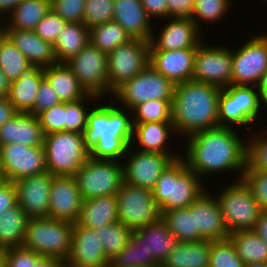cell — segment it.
Masks as SVG:
<instances>
[{
  "label": "cell",
  "mask_w": 267,
  "mask_h": 267,
  "mask_svg": "<svg viewBox=\"0 0 267 267\" xmlns=\"http://www.w3.org/2000/svg\"><path fill=\"white\" fill-rule=\"evenodd\" d=\"M119 222L136 230L161 219L160 208L152 190L123 182L116 194Z\"/></svg>",
  "instance_id": "cell-11"
},
{
  "label": "cell",
  "mask_w": 267,
  "mask_h": 267,
  "mask_svg": "<svg viewBox=\"0 0 267 267\" xmlns=\"http://www.w3.org/2000/svg\"><path fill=\"white\" fill-rule=\"evenodd\" d=\"M216 198L230 233L254 229L262 211L242 180L226 185Z\"/></svg>",
  "instance_id": "cell-9"
},
{
  "label": "cell",
  "mask_w": 267,
  "mask_h": 267,
  "mask_svg": "<svg viewBox=\"0 0 267 267\" xmlns=\"http://www.w3.org/2000/svg\"><path fill=\"white\" fill-rule=\"evenodd\" d=\"M228 239L245 265L267 263V243L254 230L230 233Z\"/></svg>",
  "instance_id": "cell-36"
},
{
  "label": "cell",
  "mask_w": 267,
  "mask_h": 267,
  "mask_svg": "<svg viewBox=\"0 0 267 267\" xmlns=\"http://www.w3.org/2000/svg\"><path fill=\"white\" fill-rule=\"evenodd\" d=\"M86 0H51V9L67 23H83Z\"/></svg>",
  "instance_id": "cell-50"
},
{
  "label": "cell",
  "mask_w": 267,
  "mask_h": 267,
  "mask_svg": "<svg viewBox=\"0 0 267 267\" xmlns=\"http://www.w3.org/2000/svg\"><path fill=\"white\" fill-rule=\"evenodd\" d=\"M12 43L24 54L33 68H46L57 63L53 44L44 41L34 30L0 28Z\"/></svg>",
  "instance_id": "cell-24"
},
{
  "label": "cell",
  "mask_w": 267,
  "mask_h": 267,
  "mask_svg": "<svg viewBox=\"0 0 267 267\" xmlns=\"http://www.w3.org/2000/svg\"><path fill=\"white\" fill-rule=\"evenodd\" d=\"M74 177L83 201L100 196L116 195L124 182L123 163L89 157Z\"/></svg>",
  "instance_id": "cell-10"
},
{
  "label": "cell",
  "mask_w": 267,
  "mask_h": 267,
  "mask_svg": "<svg viewBox=\"0 0 267 267\" xmlns=\"http://www.w3.org/2000/svg\"><path fill=\"white\" fill-rule=\"evenodd\" d=\"M48 217L76 223L83 199L74 176H54L49 193Z\"/></svg>",
  "instance_id": "cell-18"
},
{
  "label": "cell",
  "mask_w": 267,
  "mask_h": 267,
  "mask_svg": "<svg viewBox=\"0 0 267 267\" xmlns=\"http://www.w3.org/2000/svg\"><path fill=\"white\" fill-rule=\"evenodd\" d=\"M165 20L167 24L160 28L158 36L155 37V32H153L149 50L171 51L197 48L203 42L202 30L191 18H167Z\"/></svg>",
  "instance_id": "cell-20"
},
{
  "label": "cell",
  "mask_w": 267,
  "mask_h": 267,
  "mask_svg": "<svg viewBox=\"0 0 267 267\" xmlns=\"http://www.w3.org/2000/svg\"><path fill=\"white\" fill-rule=\"evenodd\" d=\"M195 0H167L168 18H191Z\"/></svg>",
  "instance_id": "cell-55"
},
{
  "label": "cell",
  "mask_w": 267,
  "mask_h": 267,
  "mask_svg": "<svg viewBox=\"0 0 267 267\" xmlns=\"http://www.w3.org/2000/svg\"><path fill=\"white\" fill-rule=\"evenodd\" d=\"M141 3L151 20L168 18L167 0H141Z\"/></svg>",
  "instance_id": "cell-56"
},
{
  "label": "cell",
  "mask_w": 267,
  "mask_h": 267,
  "mask_svg": "<svg viewBox=\"0 0 267 267\" xmlns=\"http://www.w3.org/2000/svg\"><path fill=\"white\" fill-rule=\"evenodd\" d=\"M17 113L7 97L0 98V128Z\"/></svg>",
  "instance_id": "cell-57"
},
{
  "label": "cell",
  "mask_w": 267,
  "mask_h": 267,
  "mask_svg": "<svg viewBox=\"0 0 267 267\" xmlns=\"http://www.w3.org/2000/svg\"><path fill=\"white\" fill-rule=\"evenodd\" d=\"M27 221L28 216L19 205L0 215V250L22 246Z\"/></svg>",
  "instance_id": "cell-35"
},
{
  "label": "cell",
  "mask_w": 267,
  "mask_h": 267,
  "mask_svg": "<svg viewBox=\"0 0 267 267\" xmlns=\"http://www.w3.org/2000/svg\"><path fill=\"white\" fill-rule=\"evenodd\" d=\"M180 154H161L141 152L129 146L126 155L123 157L124 182L133 186L153 190L158 178L163 171ZM127 157V158H126Z\"/></svg>",
  "instance_id": "cell-14"
},
{
  "label": "cell",
  "mask_w": 267,
  "mask_h": 267,
  "mask_svg": "<svg viewBox=\"0 0 267 267\" xmlns=\"http://www.w3.org/2000/svg\"><path fill=\"white\" fill-rule=\"evenodd\" d=\"M222 88L193 80L175 85L171 123L175 134L188 137L218 126V100Z\"/></svg>",
  "instance_id": "cell-3"
},
{
  "label": "cell",
  "mask_w": 267,
  "mask_h": 267,
  "mask_svg": "<svg viewBox=\"0 0 267 267\" xmlns=\"http://www.w3.org/2000/svg\"><path fill=\"white\" fill-rule=\"evenodd\" d=\"M16 205H18V200L14 182L2 180L0 182V215Z\"/></svg>",
  "instance_id": "cell-54"
},
{
  "label": "cell",
  "mask_w": 267,
  "mask_h": 267,
  "mask_svg": "<svg viewBox=\"0 0 267 267\" xmlns=\"http://www.w3.org/2000/svg\"><path fill=\"white\" fill-rule=\"evenodd\" d=\"M44 133L38 116L18 112L0 128V145L18 143L43 146Z\"/></svg>",
  "instance_id": "cell-26"
},
{
  "label": "cell",
  "mask_w": 267,
  "mask_h": 267,
  "mask_svg": "<svg viewBox=\"0 0 267 267\" xmlns=\"http://www.w3.org/2000/svg\"><path fill=\"white\" fill-rule=\"evenodd\" d=\"M46 169L53 176H74L90 157L81 133L62 131L44 135Z\"/></svg>",
  "instance_id": "cell-6"
},
{
  "label": "cell",
  "mask_w": 267,
  "mask_h": 267,
  "mask_svg": "<svg viewBox=\"0 0 267 267\" xmlns=\"http://www.w3.org/2000/svg\"><path fill=\"white\" fill-rule=\"evenodd\" d=\"M209 191H204L190 206L195 213V229L203 240H227L230 232L224 221L223 213L216 195L212 197Z\"/></svg>",
  "instance_id": "cell-22"
},
{
  "label": "cell",
  "mask_w": 267,
  "mask_h": 267,
  "mask_svg": "<svg viewBox=\"0 0 267 267\" xmlns=\"http://www.w3.org/2000/svg\"><path fill=\"white\" fill-rule=\"evenodd\" d=\"M231 2V0H195L191 19L201 30V21L214 24L223 19L231 9Z\"/></svg>",
  "instance_id": "cell-43"
},
{
  "label": "cell",
  "mask_w": 267,
  "mask_h": 267,
  "mask_svg": "<svg viewBox=\"0 0 267 267\" xmlns=\"http://www.w3.org/2000/svg\"><path fill=\"white\" fill-rule=\"evenodd\" d=\"M209 267H245L232 242L211 241Z\"/></svg>",
  "instance_id": "cell-46"
},
{
  "label": "cell",
  "mask_w": 267,
  "mask_h": 267,
  "mask_svg": "<svg viewBox=\"0 0 267 267\" xmlns=\"http://www.w3.org/2000/svg\"><path fill=\"white\" fill-rule=\"evenodd\" d=\"M261 109V110H260ZM263 105L257 87L230 85L222 88L218 100V126H252L262 114ZM236 126V127H235Z\"/></svg>",
  "instance_id": "cell-7"
},
{
  "label": "cell",
  "mask_w": 267,
  "mask_h": 267,
  "mask_svg": "<svg viewBox=\"0 0 267 267\" xmlns=\"http://www.w3.org/2000/svg\"><path fill=\"white\" fill-rule=\"evenodd\" d=\"M197 48L149 50V65L174 85L192 80Z\"/></svg>",
  "instance_id": "cell-23"
},
{
  "label": "cell",
  "mask_w": 267,
  "mask_h": 267,
  "mask_svg": "<svg viewBox=\"0 0 267 267\" xmlns=\"http://www.w3.org/2000/svg\"><path fill=\"white\" fill-rule=\"evenodd\" d=\"M95 231L99 232V238L108 260L112 259L127 246L133 233L132 229L119 221L95 229Z\"/></svg>",
  "instance_id": "cell-40"
},
{
  "label": "cell",
  "mask_w": 267,
  "mask_h": 267,
  "mask_svg": "<svg viewBox=\"0 0 267 267\" xmlns=\"http://www.w3.org/2000/svg\"><path fill=\"white\" fill-rule=\"evenodd\" d=\"M112 102L96 105L95 101L82 135L92 159L122 162L133 137L132 112Z\"/></svg>",
  "instance_id": "cell-2"
},
{
  "label": "cell",
  "mask_w": 267,
  "mask_h": 267,
  "mask_svg": "<svg viewBox=\"0 0 267 267\" xmlns=\"http://www.w3.org/2000/svg\"><path fill=\"white\" fill-rule=\"evenodd\" d=\"M262 35L267 39V33H266V32H265V34H264V32H263Z\"/></svg>",
  "instance_id": "cell-65"
},
{
  "label": "cell",
  "mask_w": 267,
  "mask_h": 267,
  "mask_svg": "<svg viewBox=\"0 0 267 267\" xmlns=\"http://www.w3.org/2000/svg\"><path fill=\"white\" fill-rule=\"evenodd\" d=\"M23 0H0V23L8 16Z\"/></svg>",
  "instance_id": "cell-59"
},
{
  "label": "cell",
  "mask_w": 267,
  "mask_h": 267,
  "mask_svg": "<svg viewBox=\"0 0 267 267\" xmlns=\"http://www.w3.org/2000/svg\"><path fill=\"white\" fill-rule=\"evenodd\" d=\"M138 266H146L144 237L137 230H133L131 239L127 246L109 260L108 267Z\"/></svg>",
  "instance_id": "cell-41"
},
{
  "label": "cell",
  "mask_w": 267,
  "mask_h": 267,
  "mask_svg": "<svg viewBox=\"0 0 267 267\" xmlns=\"http://www.w3.org/2000/svg\"><path fill=\"white\" fill-rule=\"evenodd\" d=\"M114 0H86L83 23L91 29L94 26L113 21Z\"/></svg>",
  "instance_id": "cell-47"
},
{
  "label": "cell",
  "mask_w": 267,
  "mask_h": 267,
  "mask_svg": "<svg viewBox=\"0 0 267 267\" xmlns=\"http://www.w3.org/2000/svg\"><path fill=\"white\" fill-rule=\"evenodd\" d=\"M267 243V211H262L253 229Z\"/></svg>",
  "instance_id": "cell-58"
},
{
  "label": "cell",
  "mask_w": 267,
  "mask_h": 267,
  "mask_svg": "<svg viewBox=\"0 0 267 267\" xmlns=\"http://www.w3.org/2000/svg\"><path fill=\"white\" fill-rule=\"evenodd\" d=\"M73 226L49 217L28 218L22 247L64 263L71 250Z\"/></svg>",
  "instance_id": "cell-5"
},
{
  "label": "cell",
  "mask_w": 267,
  "mask_h": 267,
  "mask_svg": "<svg viewBox=\"0 0 267 267\" xmlns=\"http://www.w3.org/2000/svg\"><path fill=\"white\" fill-rule=\"evenodd\" d=\"M32 68L24 54L0 30V69L4 74L13 81Z\"/></svg>",
  "instance_id": "cell-38"
},
{
  "label": "cell",
  "mask_w": 267,
  "mask_h": 267,
  "mask_svg": "<svg viewBox=\"0 0 267 267\" xmlns=\"http://www.w3.org/2000/svg\"><path fill=\"white\" fill-rule=\"evenodd\" d=\"M185 139L186 153L181 157L202 180L203 176L206 178L226 171L239 172L236 179L241 180L246 168L247 143L240 138L237 129L216 127L196 132Z\"/></svg>",
  "instance_id": "cell-1"
},
{
  "label": "cell",
  "mask_w": 267,
  "mask_h": 267,
  "mask_svg": "<svg viewBox=\"0 0 267 267\" xmlns=\"http://www.w3.org/2000/svg\"><path fill=\"white\" fill-rule=\"evenodd\" d=\"M150 41L132 38L108 54L109 93L142 72L149 64Z\"/></svg>",
  "instance_id": "cell-12"
},
{
  "label": "cell",
  "mask_w": 267,
  "mask_h": 267,
  "mask_svg": "<svg viewBox=\"0 0 267 267\" xmlns=\"http://www.w3.org/2000/svg\"><path fill=\"white\" fill-rule=\"evenodd\" d=\"M211 240L179 242L160 267H209Z\"/></svg>",
  "instance_id": "cell-32"
},
{
  "label": "cell",
  "mask_w": 267,
  "mask_h": 267,
  "mask_svg": "<svg viewBox=\"0 0 267 267\" xmlns=\"http://www.w3.org/2000/svg\"><path fill=\"white\" fill-rule=\"evenodd\" d=\"M171 102L172 100H150L136 106L131 111L133 124L171 122Z\"/></svg>",
  "instance_id": "cell-42"
},
{
  "label": "cell",
  "mask_w": 267,
  "mask_h": 267,
  "mask_svg": "<svg viewBox=\"0 0 267 267\" xmlns=\"http://www.w3.org/2000/svg\"><path fill=\"white\" fill-rule=\"evenodd\" d=\"M171 132L172 134L175 133L171 122L133 124V137L130 146L141 152L178 154L177 151H172L173 153L169 151L167 145L170 143Z\"/></svg>",
  "instance_id": "cell-28"
},
{
  "label": "cell",
  "mask_w": 267,
  "mask_h": 267,
  "mask_svg": "<svg viewBox=\"0 0 267 267\" xmlns=\"http://www.w3.org/2000/svg\"><path fill=\"white\" fill-rule=\"evenodd\" d=\"M11 81L0 69V98L8 97Z\"/></svg>",
  "instance_id": "cell-62"
},
{
  "label": "cell",
  "mask_w": 267,
  "mask_h": 267,
  "mask_svg": "<svg viewBox=\"0 0 267 267\" xmlns=\"http://www.w3.org/2000/svg\"><path fill=\"white\" fill-rule=\"evenodd\" d=\"M245 267H267V263H254V264H247Z\"/></svg>",
  "instance_id": "cell-63"
},
{
  "label": "cell",
  "mask_w": 267,
  "mask_h": 267,
  "mask_svg": "<svg viewBox=\"0 0 267 267\" xmlns=\"http://www.w3.org/2000/svg\"><path fill=\"white\" fill-rule=\"evenodd\" d=\"M51 0H23L4 20L0 28L35 30L37 23L50 11ZM9 22V23H8ZM4 24V25H3Z\"/></svg>",
  "instance_id": "cell-34"
},
{
  "label": "cell",
  "mask_w": 267,
  "mask_h": 267,
  "mask_svg": "<svg viewBox=\"0 0 267 267\" xmlns=\"http://www.w3.org/2000/svg\"><path fill=\"white\" fill-rule=\"evenodd\" d=\"M205 44L202 42L196 49L192 80L220 88L232 85L231 48Z\"/></svg>",
  "instance_id": "cell-17"
},
{
  "label": "cell",
  "mask_w": 267,
  "mask_h": 267,
  "mask_svg": "<svg viewBox=\"0 0 267 267\" xmlns=\"http://www.w3.org/2000/svg\"><path fill=\"white\" fill-rule=\"evenodd\" d=\"M118 221L117 197L107 195L83 201L77 223L83 227L98 229Z\"/></svg>",
  "instance_id": "cell-29"
},
{
  "label": "cell",
  "mask_w": 267,
  "mask_h": 267,
  "mask_svg": "<svg viewBox=\"0 0 267 267\" xmlns=\"http://www.w3.org/2000/svg\"><path fill=\"white\" fill-rule=\"evenodd\" d=\"M131 39L132 37L123 27L114 21L106 22L89 29V43L107 55Z\"/></svg>",
  "instance_id": "cell-39"
},
{
  "label": "cell",
  "mask_w": 267,
  "mask_h": 267,
  "mask_svg": "<svg viewBox=\"0 0 267 267\" xmlns=\"http://www.w3.org/2000/svg\"><path fill=\"white\" fill-rule=\"evenodd\" d=\"M257 89H258L261 103L266 108L267 107V70L263 73L257 85Z\"/></svg>",
  "instance_id": "cell-61"
},
{
  "label": "cell",
  "mask_w": 267,
  "mask_h": 267,
  "mask_svg": "<svg viewBox=\"0 0 267 267\" xmlns=\"http://www.w3.org/2000/svg\"><path fill=\"white\" fill-rule=\"evenodd\" d=\"M0 267H4L3 250H0Z\"/></svg>",
  "instance_id": "cell-64"
},
{
  "label": "cell",
  "mask_w": 267,
  "mask_h": 267,
  "mask_svg": "<svg viewBox=\"0 0 267 267\" xmlns=\"http://www.w3.org/2000/svg\"><path fill=\"white\" fill-rule=\"evenodd\" d=\"M43 79V68H32L18 79L11 81L7 98L17 112L29 113L34 108L38 88Z\"/></svg>",
  "instance_id": "cell-30"
},
{
  "label": "cell",
  "mask_w": 267,
  "mask_h": 267,
  "mask_svg": "<svg viewBox=\"0 0 267 267\" xmlns=\"http://www.w3.org/2000/svg\"><path fill=\"white\" fill-rule=\"evenodd\" d=\"M102 100L94 94H87L83 99L66 102V131L83 133L87 125V115L90 109L86 108L89 101ZM88 100V101H87Z\"/></svg>",
  "instance_id": "cell-44"
},
{
  "label": "cell",
  "mask_w": 267,
  "mask_h": 267,
  "mask_svg": "<svg viewBox=\"0 0 267 267\" xmlns=\"http://www.w3.org/2000/svg\"><path fill=\"white\" fill-rule=\"evenodd\" d=\"M260 34L232 51V85L257 87L267 70V39Z\"/></svg>",
  "instance_id": "cell-15"
},
{
  "label": "cell",
  "mask_w": 267,
  "mask_h": 267,
  "mask_svg": "<svg viewBox=\"0 0 267 267\" xmlns=\"http://www.w3.org/2000/svg\"><path fill=\"white\" fill-rule=\"evenodd\" d=\"M43 71L44 78L53 87L61 102L77 101L88 94L65 63L53 64Z\"/></svg>",
  "instance_id": "cell-31"
},
{
  "label": "cell",
  "mask_w": 267,
  "mask_h": 267,
  "mask_svg": "<svg viewBox=\"0 0 267 267\" xmlns=\"http://www.w3.org/2000/svg\"><path fill=\"white\" fill-rule=\"evenodd\" d=\"M99 232L83 227L77 222L73 226L71 250L64 267H108Z\"/></svg>",
  "instance_id": "cell-19"
},
{
  "label": "cell",
  "mask_w": 267,
  "mask_h": 267,
  "mask_svg": "<svg viewBox=\"0 0 267 267\" xmlns=\"http://www.w3.org/2000/svg\"><path fill=\"white\" fill-rule=\"evenodd\" d=\"M66 21L52 9L37 23L35 33L44 41L54 44L60 32L63 31Z\"/></svg>",
  "instance_id": "cell-51"
},
{
  "label": "cell",
  "mask_w": 267,
  "mask_h": 267,
  "mask_svg": "<svg viewBox=\"0 0 267 267\" xmlns=\"http://www.w3.org/2000/svg\"><path fill=\"white\" fill-rule=\"evenodd\" d=\"M37 116L44 135L66 131V102L46 109Z\"/></svg>",
  "instance_id": "cell-49"
},
{
  "label": "cell",
  "mask_w": 267,
  "mask_h": 267,
  "mask_svg": "<svg viewBox=\"0 0 267 267\" xmlns=\"http://www.w3.org/2000/svg\"><path fill=\"white\" fill-rule=\"evenodd\" d=\"M241 180L251 191L261 211H267V173L252 170L246 165Z\"/></svg>",
  "instance_id": "cell-48"
},
{
  "label": "cell",
  "mask_w": 267,
  "mask_h": 267,
  "mask_svg": "<svg viewBox=\"0 0 267 267\" xmlns=\"http://www.w3.org/2000/svg\"><path fill=\"white\" fill-rule=\"evenodd\" d=\"M136 230L144 237L146 266L148 267H160L179 243L162 219Z\"/></svg>",
  "instance_id": "cell-25"
},
{
  "label": "cell",
  "mask_w": 267,
  "mask_h": 267,
  "mask_svg": "<svg viewBox=\"0 0 267 267\" xmlns=\"http://www.w3.org/2000/svg\"><path fill=\"white\" fill-rule=\"evenodd\" d=\"M113 7V21L119 23L132 38L151 40L154 28L141 0H114Z\"/></svg>",
  "instance_id": "cell-27"
},
{
  "label": "cell",
  "mask_w": 267,
  "mask_h": 267,
  "mask_svg": "<svg viewBox=\"0 0 267 267\" xmlns=\"http://www.w3.org/2000/svg\"><path fill=\"white\" fill-rule=\"evenodd\" d=\"M31 267H64V263L56 258L41 256L36 262H31Z\"/></svg>",
  "instance_id": "cell-60"
},
{
  "label": "cell",
  "mask_w": 267,
  "mask_h": 267,
  "mask_svg": "<svg viewBox=\"0 0 267 267\" xmlns=\"http://www.w3.org/2000/svg\"><path fill=\"white\" fill-rule=\"evenodd\" d=\"M263 132V135L252 132L247 140L246 165L252 170L267 173V130Z\"/></svg>",
  "instance_id": "cell-45"
},
{
  "label": "cell",
  "mask_w": 267,
  "mask_h": 267,
  "mask_svg": "<svg viewBox=\"0 0 267 267\" xmlns=\"http://www.w3.org/2000/svg\"><path fill=\"white\" fill-rule=\"evenodd\" d=\"M0 167L3 180L19 179L47 171L43 146H27L18 143L0 145Z\"/></svg>",
  "instance_id": "cell-16"
},
{
  "label": "cell",
  "mask_w": 267,
  "mask_h": 267,
  "mask_svg": "<svg viewBox=\"0 0 267 267\" xmlns=\"http://www.w3.org/2000/svg\"><path fill=\"white\" fill-rule=\"evenodd\" d=\"M65 64L87 93L105 99V95L109 93L108 55L106 53L88 43Z\"/></svg>",
  "instance_id": "cell-13"
},
{
  "label": "cell",
  "mask_w": 267,
  "mask_h": 267,
  "mask_svg": "<svg viewBox=\"0 0 267 267\" xmlns=\"http://www.w3.org/2000/svg\"><path fill=\"white\" fill-rule=\"evenodd\" d=\"M175 85L158 73L151 65L117 88L112 99L123 109L132 111L136 106L150 100H173Z\"/></svg>",
  "instance_id": "cell-8"
},
{
  "label": "cell",
  "mask_w": 267,
  "mask_h": 267,
  "mask_svg": "<svg viewBox=\"0 0 267 267\" xmlns=\"http://www.w3.org/2000/svg\"><path fill=\"white\" fill-rule=\"evenodd\" d=\"M161 219L179 242H198L203 239L195 229V213L189 207L161 213Z\"/></svg>",
  "instance_id": "cell-37"
},
{
  "label": "cell",
  "mask_w": 267,
  "mask_h": 267,
  "mask_svg": "<svg viewBox=\"0 0 267 267\" xmlns=\"http://www.w3.org/2000/svg\"><path fill=\"white\" fill-rule=\"evenodd\" d=\"M59 103L61 101L55 93V90H53V87L44 78L39 85L34 108L29 113L37 116L42 111L52 108Z\"/></svg>",
  "instance_id": "cell-53"
},
{
  "label": "cell",
  "mask_w": 267,
  "mask_h": 267,
  "mask_svg": "<svg viewBox=\"0 0 267 267\" xmlns=\"http://www.w3.org/2000/svg\"><path fill=\"white\" fill-rule=\"evenodd\" d=\"M89 43V28L84 23H66L53 44L57 63H65Z\"/></svg>",
  "instance_id": "cell-33"
},
{
  "label": "cell",
  "mask_w": 267,
  "mask_h": 267,
  "mask_svg": "<svg viewBox=\"0 0 267 267\" xmlns=\"http://www.w3.org/2000/svg\"><path fill=\"white\" fill-rule=\"evenodd\" d=\"M53 177L46 171L14 182L17 189L18 205L28 218L48 217L49 193Z\"/></svg>",
  "instance_id": "cell-21"
},
{
  "label": "cell",
  "mask_w": 267,
  "mask_h": 267,
  "mask_svg": "<svg viewBox=\"0 0 267 267\" xmlns=\"http://www.w3.org/2000/svg\"><path fill=\"white\" fill-rule=\"evenodd\" d=\"M207 186L202 179L190 170L185 160L175 159L160 175L154 189L153 198L160 212L189 207Z\"/></svg>",
  "instance_id": "cell-4"
},
{
  "label": "cell",
  "mask_w": 267,
  "mask_h": 267,
  "mask_svg": "<svg viewBox=\"0 0 267 267\" xmlns=\"http://www.w3.org/2000/svg\"><path fill=\"white\" fill-rule=\"evenodd\" d=\"M4 267H31L41 255L24 247H13L3 251Z\"/></svg>",
  "instance_id": "cell-52"
}]
</instances>
